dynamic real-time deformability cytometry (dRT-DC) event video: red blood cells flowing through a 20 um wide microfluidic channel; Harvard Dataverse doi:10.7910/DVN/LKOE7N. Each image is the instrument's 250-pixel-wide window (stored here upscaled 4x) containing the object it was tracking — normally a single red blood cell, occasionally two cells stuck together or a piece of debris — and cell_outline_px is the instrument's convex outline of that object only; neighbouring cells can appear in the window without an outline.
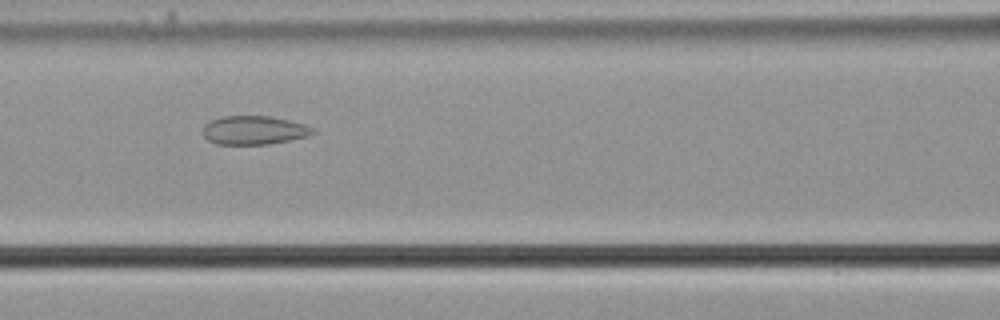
{"species": "common noctule bat (a hibernating species)", "species_latin": "Nyctalus noctula", "temperature_condition": "cold", "stored_images_in_passage": 33, "camera_frame_rate_fps": 3000, "um_per_image_px": 0.085, "animal": {"sex": "male", "body_mass_g": 21.5, "forearm_length_mm": 52.0}, "frame": {"image": 1, "passage_image": 10, "time_ms": 3.0, "image_size_px": [1000, 320], "cell_outline_px": [[316, 132], [308, 136], [268, 144], [216, 144], [208, 140], [204, 136], [204, 124], [208, 120], [220, 116], [268, 116], [288, 120], [304, 124], [316, 128]], "centroid_in_image_um": [21.58, 11.06], "position_along_channel_um": 145.0, "area_um2": 18.44}}
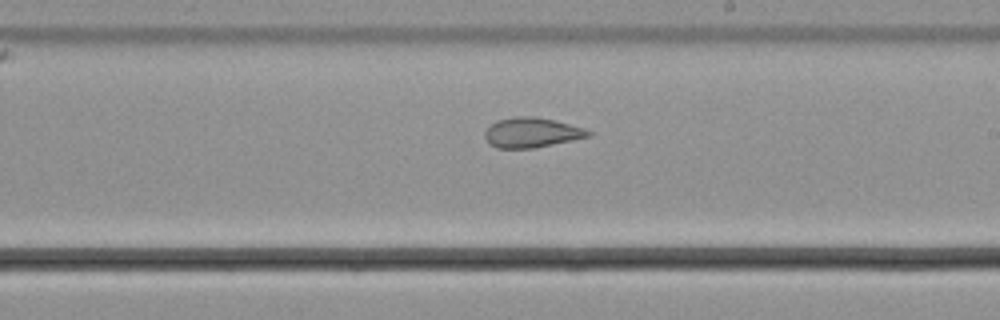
{"frame": {"image": 2, "passage_image": 18, "time_ms": 5.667, "image_size_px": [1000, 320], "cell_outline_px": [[592, 136], [532, 148], [496, 148], [488, 144], [484, 136], [484, 132], [496, 120], [516, 116], [532, 116], [556, 120], [584, 128], [592, 132]], "centroid_in_image_um": [45.18, 11.26], "position_along_channel_um": 243.8, "area_um2": 18.09}}
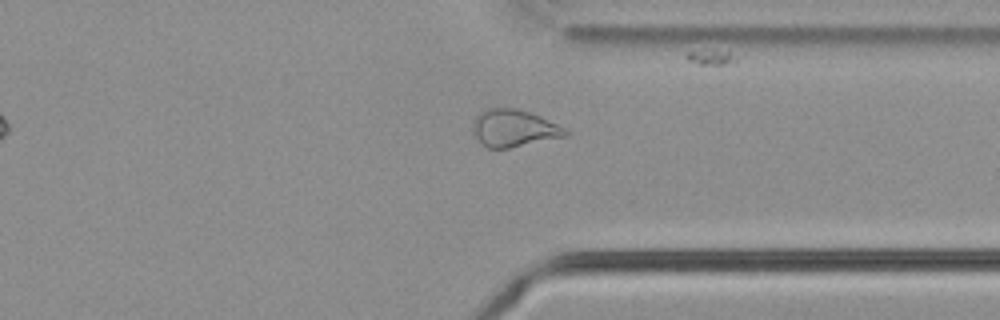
{"frame": {"image": 3, "passage_image": 28, "time_ms": 9.0, "image_size_px": [1000, 320], "cell_outline_px": [[572, 132], [564, 136], [508, 148], [488, 148], [480, 144], [472, 132], [472, 124], [476, 116], [480, 112], [488, 108], [516, 108], [540, 116]], "centroid_in_image_um": [43.62, 10.9], "position_along_channel_um": 367.8, "area_um2": 19.94}, "authors_computed_cell_mechanics": {"area_um2": 18.8428, "velocity_mm_per_s": 3.7133, "shape_relaxation_time_tau1_ms": null, "shape_relaxation_time_tau2_ms": 1.6917, "deformation_change_tau1": null, "deformation_change_tau2": 0.0824}}